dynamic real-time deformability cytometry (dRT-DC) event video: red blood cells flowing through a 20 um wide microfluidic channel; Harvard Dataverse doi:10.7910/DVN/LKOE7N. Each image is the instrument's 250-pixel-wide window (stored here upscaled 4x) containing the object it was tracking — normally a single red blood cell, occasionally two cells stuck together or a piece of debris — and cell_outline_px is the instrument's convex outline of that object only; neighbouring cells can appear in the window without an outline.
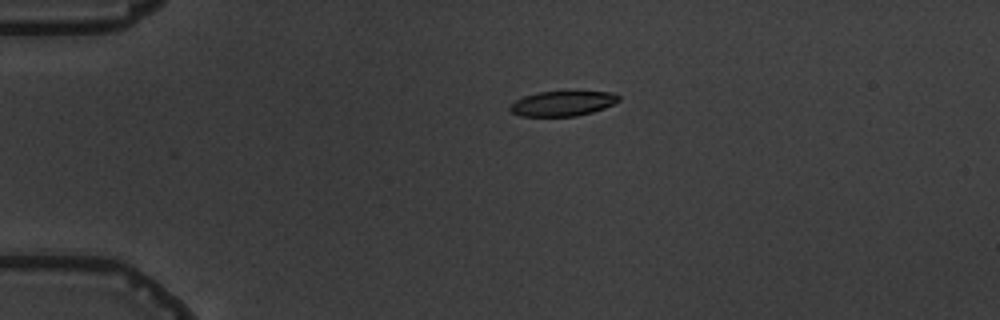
{"species": "common noctule bat (a hibernating species)", "species_latin": "Nyctalus noctula", "temperature_condition": "warm", "stored_images_in_passage": 2, "camera_frame_rate_fps": 3000, "um_per_image_px": 0.085, "animal": {"sex": "male", "body_mass_g": 19.5, "forearm_length_mm": 54.6}, "frame": {"image": 1, "passage_image": 1, "time_ms": 0.0, "image_size_px": [1000, 320], "cell_outline_px": [[620, 100], [604, 108], [592, 112], [576, 116], [520, 116], [512, 112], [508, 108], [516, 100], [524, 96], [536, 92], [612, 92], [620, 96]], "centroid_in_image_um": [47.81, 8.8], "position_along_channel_um": 37.2, "area_um2": 15.66}}